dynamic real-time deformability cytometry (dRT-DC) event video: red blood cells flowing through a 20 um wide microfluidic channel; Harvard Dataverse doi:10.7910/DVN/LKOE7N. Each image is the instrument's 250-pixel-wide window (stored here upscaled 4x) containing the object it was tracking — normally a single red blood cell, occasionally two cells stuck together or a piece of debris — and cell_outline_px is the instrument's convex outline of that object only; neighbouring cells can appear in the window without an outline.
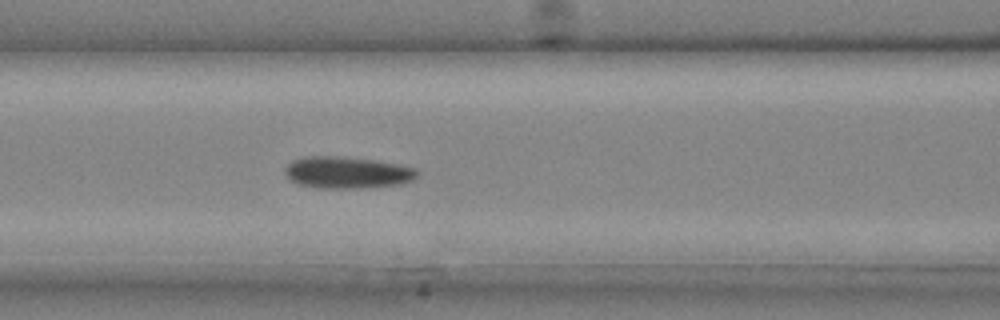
{"species": "common noctule bat (a hibernating species)", "species_latin": "Nyctalus noctula", "temperature_condition": "cold", "stored_images_in_passage": 25, "camera_frame_rate_fps": 3000, "um_per_image_px": 0.085, "animal": {"sex": "male", "body_mass_g": 20.4}, "frame": {"image": 1, "passage_image": 11, "time_ms": 3.333, "image_size_px": [1000, 320], "cell_outline_px": [[416, 176], [412, 180], [400, 184], [360, 188], [320, 188], [300, 184], [292, 180], [284, 172], [284, 168], [292, 160], [304, 156], [340, 156], [376, 160], [400, 164], [416, 168]], "centroid_in_image_um": [29.5, 14.65], "position_along_channel_um": 137.1, "area_um2": 24.45}}
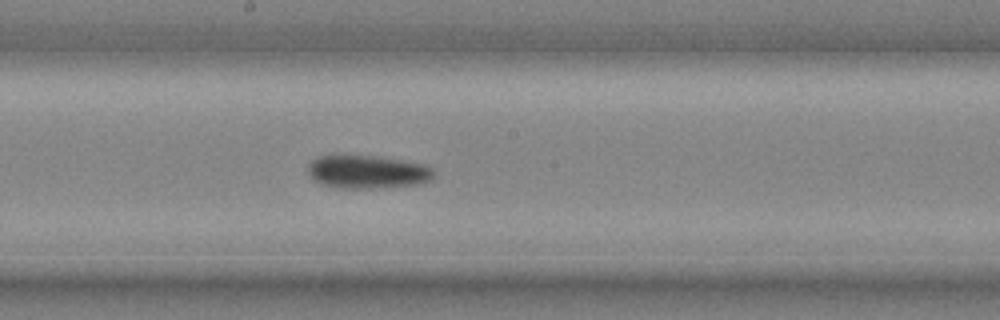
{"frame": {"image": 2, "passage_image": 15, "time_ms": 4.667, "image_size_px": [1000, 320], "cell_outline_px": [[432, 180], [420, 184], [376, 188], [340, 188], [324, 184], [316, 180], [308, 172], [308, 164], [312, 160], [320, 156], [372, 156], [400, 160], [424, 164], [432, 168]], "centroid_in_image_um": [31.26, 14.62], "position_along_channel_um": 216.9, "area_um2": 23.93}}
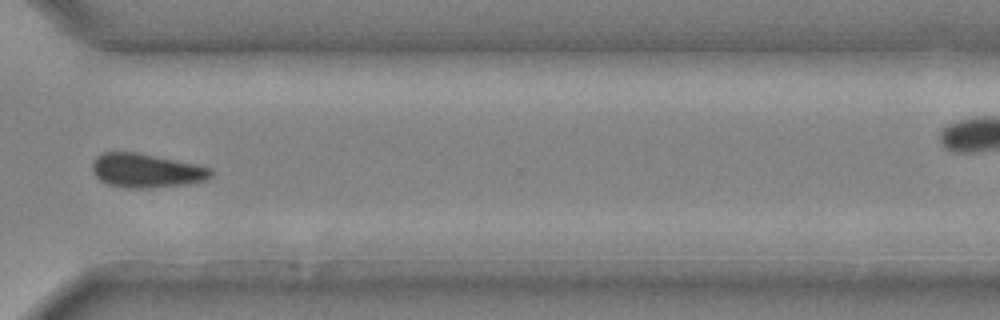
{"frame": {"image": 3, "passage_image": 22, "time_ms": 7.0, "image_size_px": [1000, 320], "cell_outline_px": [[212, 176], [208, 180], [184, 184], [152, 188], [124, 188], [108, 184], [100, 180], [96, 176], [92, 168], [92, 164], [96, 156], [104, 152], [140, 152], [196, 164], [212, 168]], "centroid_in_image_um": [12.45, 14.5], "position_along_channel_um": 358.2, "area_um2": 23.7}}